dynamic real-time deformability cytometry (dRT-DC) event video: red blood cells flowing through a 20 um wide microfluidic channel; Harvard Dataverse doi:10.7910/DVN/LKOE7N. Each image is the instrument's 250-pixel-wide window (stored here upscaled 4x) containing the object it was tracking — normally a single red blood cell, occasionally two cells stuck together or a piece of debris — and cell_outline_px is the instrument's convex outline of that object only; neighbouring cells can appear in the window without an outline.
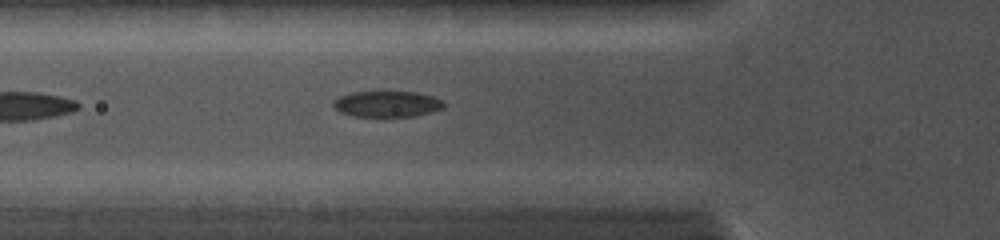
{"species": "common noctule bat (a hibernating species)", "species_latin": "Nyctalus noctula", "temperature_condition": "cold", "stored_images_in_passage": 12, "camera_frame_rate_fps": 5000, "um_per_image_px": 0.085, "animal": {"sex": "female", "body_mass_g": 19.0, "forearm_length_mm": 56.7}, "frame": {"image": 1, "passage_image": 3, "time_ms": 1.6, "image_size_px": [1000, 240], "cell_outline_px": [[444, 108], [416, 116], [352, 116], [340, 112], [332, 104], [340, 96], [352, 92], [380, 88], [416, 92], [432, 96], [444, 100]], "centroid_in_image_um": [32.91, 8.78], "position_along_channel_um": 92.9, "area_um2": 17.51}}
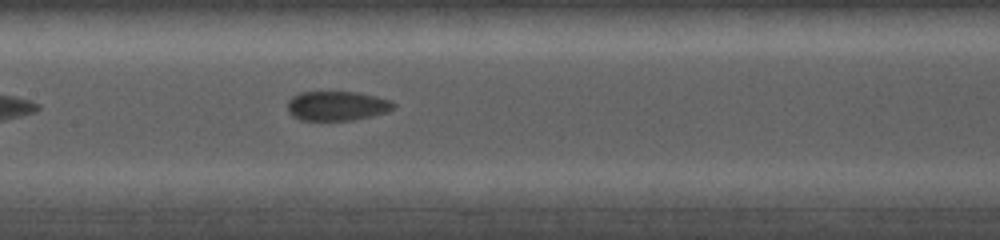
{"frame": {"image": 2, "passage_image": 6, "time_ms": 3.6, "image_size_px": [1000, 240], "cell_outline_px": [[396, 108], [372, 116], [356, 120], [300, 120], [292, 116], [288, 112], [288, 100], [292, 96], [300, 92], [356, 92], [376, 96], [392, 100], [396, 104]], "centroid_in_image_um": [28.65, 9.0], "position_along_channel_um": 178.7, "area_um2": 18.38}}
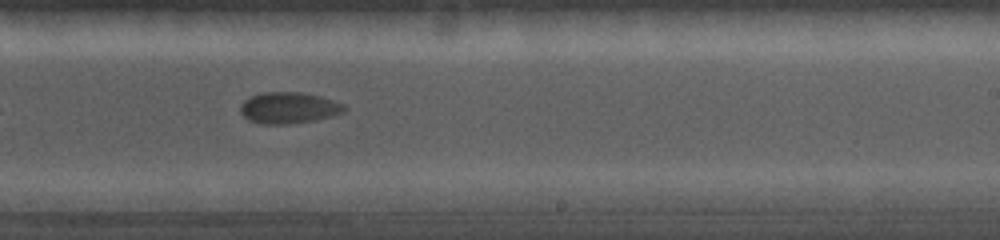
{"frame": {"image": 3, "passage_image": 9, "time_ms": 5.6, "image_size_px": [1000, 240], "cell_outline_px": [[344, 112], [312, 120], [288, 124], [260, 124], [248, 120], [240, 112], [240, 104], [244, 100], [260, 92], [300, 92], [320, 96], [344, 104]], "centroid_in_image_um": [24.47, 9.16], "position_along_channel_um": 264.5, "area_um2": 18.79}}